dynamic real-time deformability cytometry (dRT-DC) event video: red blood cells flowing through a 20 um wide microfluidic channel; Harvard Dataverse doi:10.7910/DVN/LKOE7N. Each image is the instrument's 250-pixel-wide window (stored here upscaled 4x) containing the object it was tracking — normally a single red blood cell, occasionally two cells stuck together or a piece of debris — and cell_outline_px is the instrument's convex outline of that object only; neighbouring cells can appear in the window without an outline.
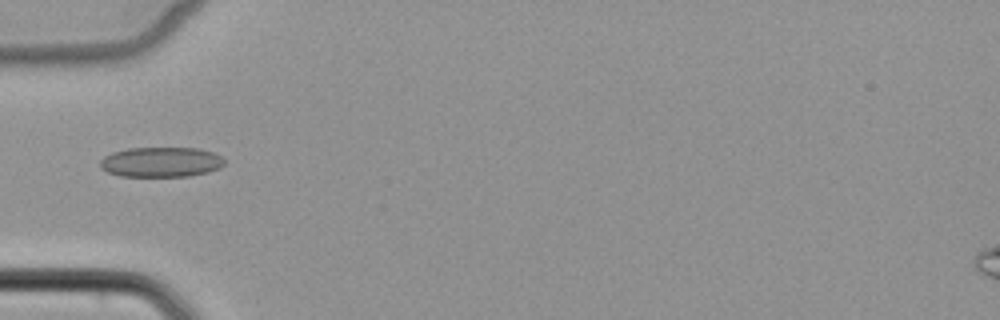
{"species": "common noctule bat (a hibernating species)", "species_latin": "Nyctalus noctula", "temperature_condition": "cold", "stored_images_in_passage": 2, "camera_frame_rate_fps": 3000, "um_per_image_px": 0.085, "animal": {"sex": "female", "body_mass_g": 22.7, "forearm_length_mm": 54.2}, "frame": {"image": 1, "passage_image": 2, "time_ms": 1.333, "image_size_px": [1000, 320], "cell_outline_px": [[224, 164], [220, 168], [208, 172], [188, 176], [120, 176], [108, 172], [100, 168], [100, 160], [104, 156], [112, 152], [128, 148], [200, 148], [212, 152], [220, 156], [224, 160]], "centroid_in_image_um": [13.67, 13.77], "position_along_channel_um": 71.3, "area_um2": 21.79}}